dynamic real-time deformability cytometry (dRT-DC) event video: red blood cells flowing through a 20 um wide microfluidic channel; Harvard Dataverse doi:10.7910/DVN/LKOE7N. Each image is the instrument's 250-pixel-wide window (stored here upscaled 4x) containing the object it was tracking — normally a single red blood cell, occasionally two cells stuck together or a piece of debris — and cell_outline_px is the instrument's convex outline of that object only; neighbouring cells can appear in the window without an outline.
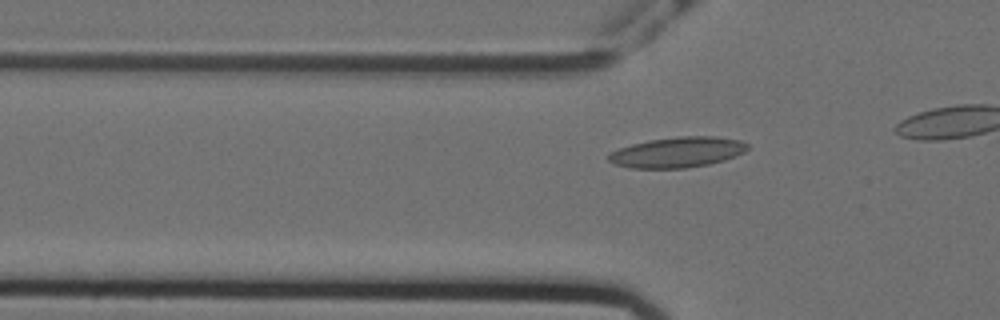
{"species": "Egyptian fruit bat (a non-hibernating species)", "species_latin": "Rousettus aegyptiacus", "temperature_condition": "cold", "stored_images_in_passage": 21, "camera_frame_rate_fps": 3000, "um_per_image_px": 0.085, "animal": {"sex": "female"}, "frame": {"image": 1, "passage_image": 15, "time_ms": 4.667, "image_size_px": [1000, 320], "cell_outline_px": [[748, 148], [744, 152], [736, 156], [724, 160], [708, 164], [684, 168], [632, 168], [616, 164], [608, 160], [608, 152], [632, 144], [648, 140], [680, 136], [716, 136], [740, 140], [748, 144]], "centroid_in_image_um": [57.59, 12.93], "position_along_channel_um": 68.2, "area_um2": 24.62}}